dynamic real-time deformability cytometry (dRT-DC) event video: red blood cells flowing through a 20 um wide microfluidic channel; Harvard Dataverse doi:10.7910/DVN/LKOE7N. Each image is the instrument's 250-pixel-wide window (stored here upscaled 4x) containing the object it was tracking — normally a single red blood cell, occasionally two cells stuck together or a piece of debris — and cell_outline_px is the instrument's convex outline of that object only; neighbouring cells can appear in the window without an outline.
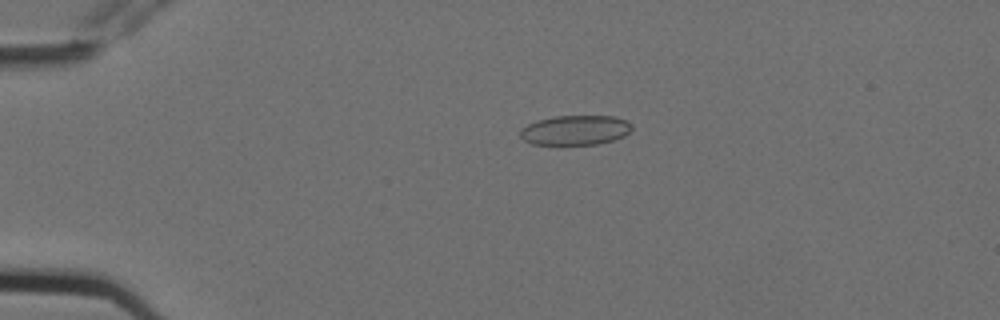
{"species": "Egyptian fruit bat (a non-hibernating species)", "species_latin": "Rousettus aegyptiacus", "temperature_condition": "cold", "stored_images_in_passage": 6, "camera_frame_rate_fps": 3000, "um_per_image_px": 0.085, "animal": {"sex": "female"}, "frame": {"image": 1, "passage_image": 3, "time_ms": 0.667, "image_size_px": [1000, 320], "cell_outline_px": [[632, 128], [624, 136], [612, 140], [596, 144], [556, 148], [532, 144], [524, 140], [520, 136], [520, 128], [536, 120], [556, 116], [616, 116], [632, 124]], "centroid_in_image_um": [48.82, 11.11], "position_along_channel_um": 36.2, "area_um2": 20.17}}
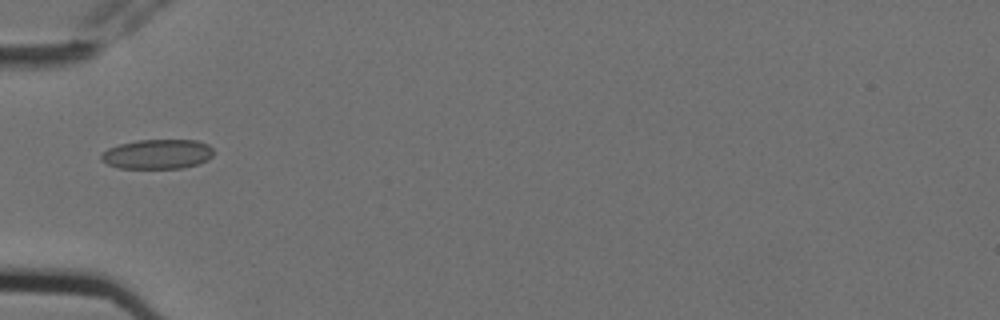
{"frame": {"image": 2, "passage_image": 5, "time_ms": 1.333, "image_size_px": [1000, 320], "cell_outline_px": [[212, 156], [208, 160], [184, 168], [120, 168], [108, 164], [100, 160], [100, 152], [108, 148], [120, 144], [136, 140], [196, 140], [208, 144], [212, 148]], "centroid_in_image_um": [13.35, 13.1], "position_along_channel_um": 71.6, "area_um2": 19.48}}
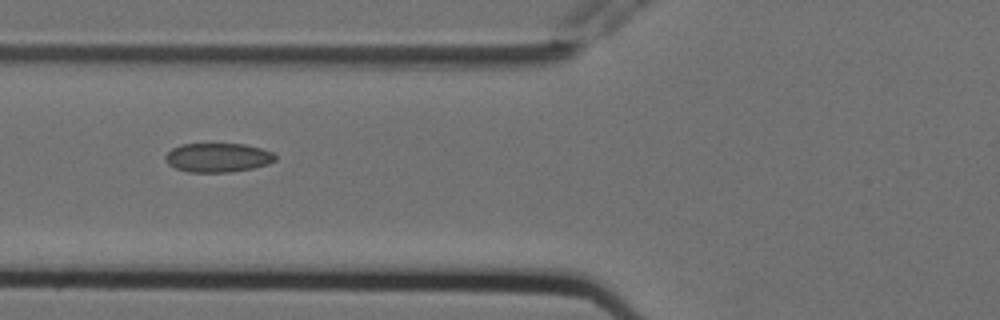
{"frame": {"image": 3, "passage_image": 6, "time_ms": 1.667, "image_size_px": [1000, 320], "cell_outline_px": [[276, 160], [268, 164], [252, 168], [232, 172], [188, 172], [176, 168], [168, 164], [164, 160], [164, 156], [172, 148], [180, 144], [244, 144], [260, 148], [272, 152], [276, 156]], "centroid_in_image_um": [18.5, 13.39], "position_along_channel_um": 107.3, "area_um2": 18.67}}